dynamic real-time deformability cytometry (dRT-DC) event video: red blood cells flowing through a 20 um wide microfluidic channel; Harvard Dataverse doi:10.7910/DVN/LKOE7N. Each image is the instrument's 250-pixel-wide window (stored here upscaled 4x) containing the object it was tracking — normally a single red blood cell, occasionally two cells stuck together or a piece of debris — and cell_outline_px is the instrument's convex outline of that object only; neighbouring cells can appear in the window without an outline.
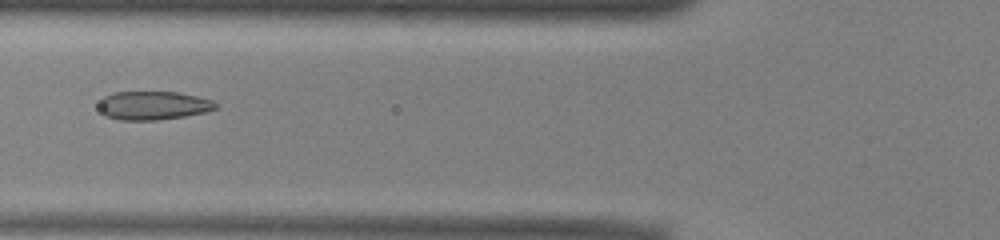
{"species": "common noctule bat (a hibernating species)", "species_latin": "Nyctalus noctula", "temperature_condition": "warm", "stored_images_in_passage": 12, "camera_frame_rate_fps": 3000, "um_per_image_px": 0.085, "animal": {"sex": "male", "body_mass_g": 13.0, "forearm_length_mm": 53.1}, "frame": {"image": 1, "passage_image": 4, "time_ms": 1.0, "image_size_px": [1000, 240], "cell_outline_px": [[216, 108], [204, 112], [184, 116], [156, 120], [120, 120], [104, 116], [100, 108], [100, 100], [104, 96], [116, 92], [176, 92], [196, 96], [212, 100], [216, 104]], "centroid_in_image_um": [12.99, 8.97], "position_along_channel_um": 112.8, "area_um2": 19.25}}
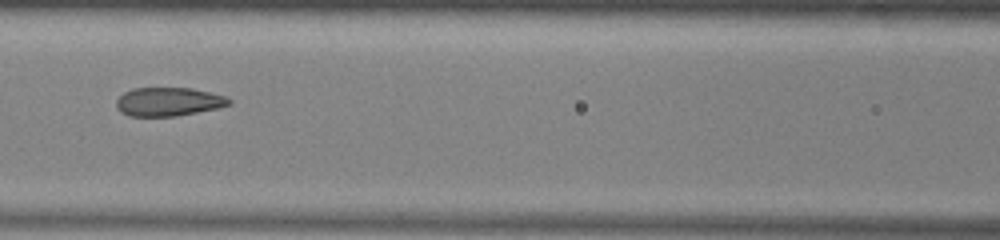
{"frame": {"image": 2, "passage_image": 7, "time_ms": 2.0, "image_size_px": [1000, 240], "cell_outline_px": [[232, 104], [216, 108], [176, 116], [128, 116], [120, 112], [116, 108], [116, 100], [124, 92], [132, 88], [192, 88], [224, 96], [232, 100]], "centroid_in_image_um": [14.28, 8.65], "position_along_channel_um": 152.3, "area_um2": 18.79}}
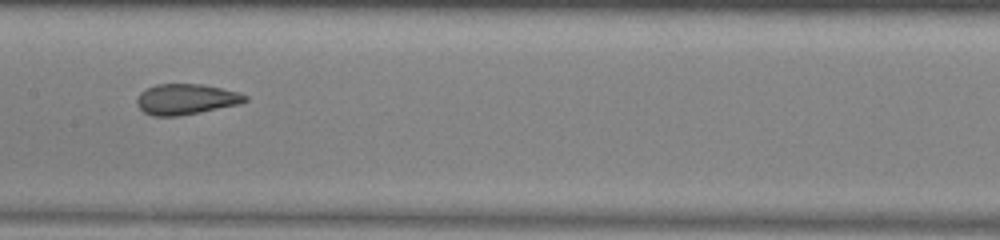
{"frame": {"image": 3, "passage_image": 10, "time_ms": 3.0, "image_size_px": [1000, 240], "cell_outline_px": [[248, 100], [240, 104], [180, 116], [152, 116], [144, 112], [136, 104], [136, 100], [140, 92], [156, 84], [204, 84], [240, 92], [248, 96]], "centroid_in_image_um": [15.83, 8.43], "position_along_channel_um": 191.6, "area_um2": 19.48}}